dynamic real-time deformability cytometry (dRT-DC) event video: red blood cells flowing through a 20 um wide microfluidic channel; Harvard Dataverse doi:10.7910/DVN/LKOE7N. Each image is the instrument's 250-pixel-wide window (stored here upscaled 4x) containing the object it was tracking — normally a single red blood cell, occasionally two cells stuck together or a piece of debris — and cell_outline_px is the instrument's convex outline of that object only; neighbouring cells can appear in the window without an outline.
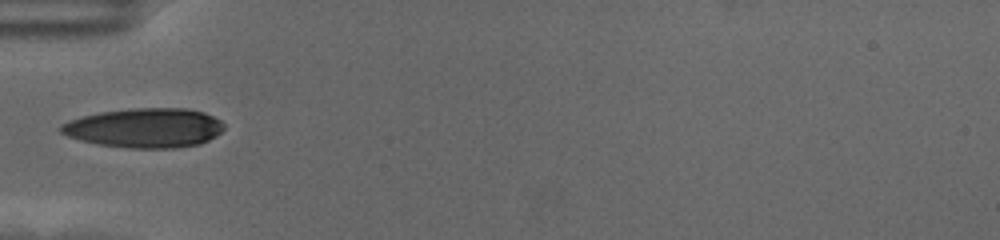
{"species": "human", "species_latin": "Homo sapiens", "temperature_condition": "cold", "stored_images_in_passage": 39, "camera_frame_rate_fps": 3000, "um_per_image_px": 0.085, "donor": {"sex": "female"}, "frame": {"image": 1, "passage_image": 1, "time_ms": 0.0, "image_size_px": [1000, 240], "cell_outline_px": [[224, 128], [216, 136], [200, 144], [176, 148], [128, 148], [96, 144], [80, 140], [68, 136], [60, 132], [60, 124], [84, 116], [100, 112], [132, 108], [188, 108], [204, 112], [220, 120], [224, 124]], "centroid_in_image_um": [12.32, 10.87], "position_along_channel_um": 72.7, "area_um2": 37.57}}
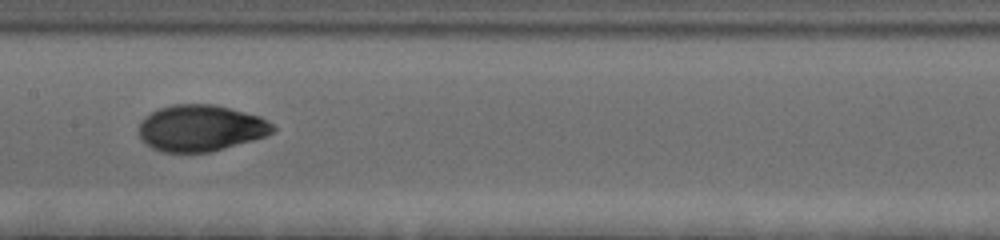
{"frame": {"image": 2, "passage_image": 11, "time_ms": 3.333, "image_size_px": [1000, 240], "cell_outline_px": [[276, 128], [268, 136], [208, 152], [164, 152], [152, 148], [140, 140], [140, 124], [144, 116], [160, 108], [172, 104], [212, 104], [260, 116], [268, 120]], "centroid_in_image_um": [17.06, 10.89], "position_along_channel_um": 190.3, "area_um2": 36.07}}
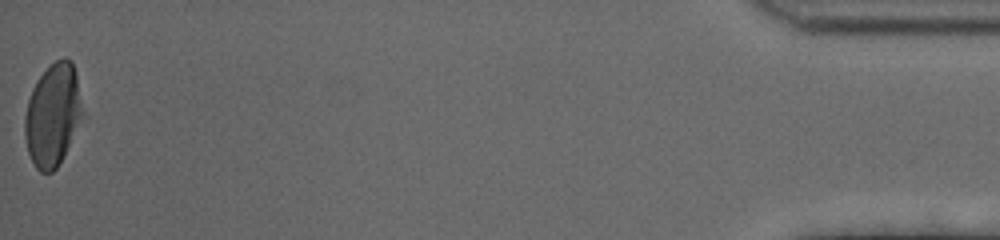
{"frame": {"image": 3, "passage_image": 39, "time_ms": 12.667, "image_size_px": [1000, 240], "cell_outline_px": [[80, 116], [68, 144], [56, 168], [52, 172], [40, 172], [36, 168], [28, 152], [24, 136], [24, 116], [28, 100], [32, 88], [36, 80], [56, 60], [64, 56], [72, 64], [76, 72], [80, 108]], "centroid_in_image_um": [4.41, 9.76], "position_along_channel_um": 430.8, "area_um2": 33.18}, "authors_computed_cell_mechanics": {"area_um2": 35.7782, "velocity_mm_per_s": 3.5172, "shape_relaxation_time_tau1_ms": 4.7528, "shape_relaxation_time_tau2_ms": 1.0367, "deformation_change_tau1": 0.2051, "deformation_change_tau2": 0.0387}}